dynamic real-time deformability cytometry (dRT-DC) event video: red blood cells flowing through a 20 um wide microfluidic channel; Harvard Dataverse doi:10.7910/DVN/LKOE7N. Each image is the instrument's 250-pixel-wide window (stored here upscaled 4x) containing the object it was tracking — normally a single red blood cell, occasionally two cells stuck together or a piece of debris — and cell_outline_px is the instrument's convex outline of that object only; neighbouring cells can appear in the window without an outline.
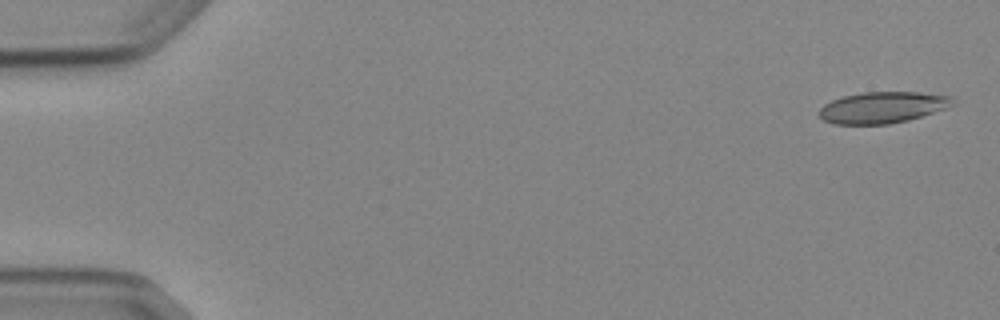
{"species": "Egyptian fruit bat (a non-hibernating species)", "species_latin": "Rousettus aegyptiacus", "temperature_condition": "cold", "stored_images_in_passage": 5, "camera_frame_rate_fps": 3000, "um_per_image_px": 0.085, "animal": {"sex": "female"}, "frame": {"image": 1, "passage_image": 1, "time_ms": 0.0, "image_size_px": [1000, 320], "cell_outline_px": [[956, 104], [908, 120], [888, 124], [836, 124], [824, 120], [820, 116], [820, 108], [824, 104], [832, 100], [844, 96], [864, 92], [916, 92], [952, 96]], "centroid_in_image_um": [75.02, 9.12], "position_along_channel_um": 10.0, "area_um2": 24.1}}
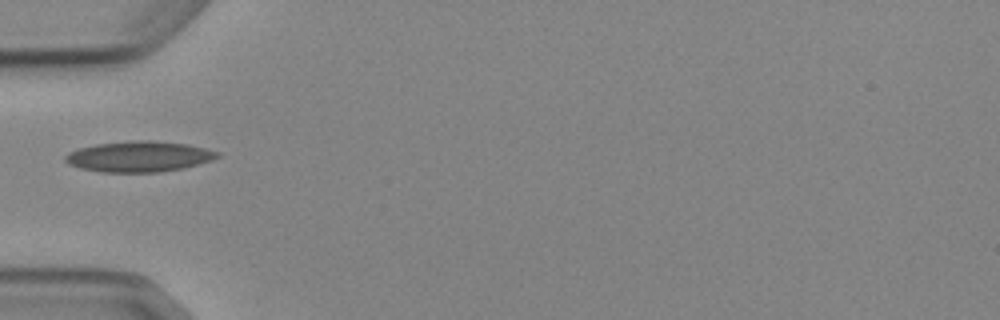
{"frame": {"image": 2, "passage_image": 5, "time_ms": 5.333, "image_size_px": [1000, 320], "cell_outline_px": [[220, 156], [212, 160], [184, 168], [160, 172], [100, 172], [80, 168], [68, 164], [64, 160], [64, 156], [68, 152], [80, 148], [96, 144], [136, 140], [148, 140], [188, 144], [220, 152]], "centroid_in_image_um": [11.81, 13.31], "position_along_channel_um": 73.2, "area_um2": 27.22}}